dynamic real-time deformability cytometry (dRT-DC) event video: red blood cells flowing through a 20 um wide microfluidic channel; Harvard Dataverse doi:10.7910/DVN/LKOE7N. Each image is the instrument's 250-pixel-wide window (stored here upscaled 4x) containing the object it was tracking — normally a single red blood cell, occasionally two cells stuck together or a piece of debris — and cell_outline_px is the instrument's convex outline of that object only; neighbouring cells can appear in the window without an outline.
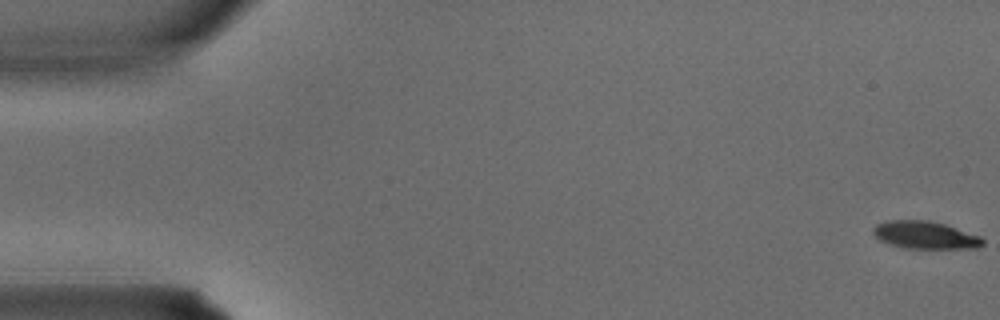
{"species": "common noctule bat (a hibernating species)", "species_latin": "Nyctalus noctula", "temperature_condition": "warm", "stored_images_in_passage": 3, "camera_frame_rate_fps": 3000, "um_per_image_px": 0.085, "animal": {"sex": "male", "body_mass_g": 15.6}, "frame": {"image": 1, "passage_image": 1, "time_ms": 0.0, "image_size_px": [1000, 320], "cell_outline_px": [[984, 244], [976, 248], [904, 248], [888, 244], [880, 240], [872, 232], [872, 228], [876, 224], [888, 220], [928, 220], [944, 224], [980, 236], [984, 240]], "centroid_in_image_um": [78.6, 19.98], "position_along_channel_um": 6.4, "area_um2": 17.57}}